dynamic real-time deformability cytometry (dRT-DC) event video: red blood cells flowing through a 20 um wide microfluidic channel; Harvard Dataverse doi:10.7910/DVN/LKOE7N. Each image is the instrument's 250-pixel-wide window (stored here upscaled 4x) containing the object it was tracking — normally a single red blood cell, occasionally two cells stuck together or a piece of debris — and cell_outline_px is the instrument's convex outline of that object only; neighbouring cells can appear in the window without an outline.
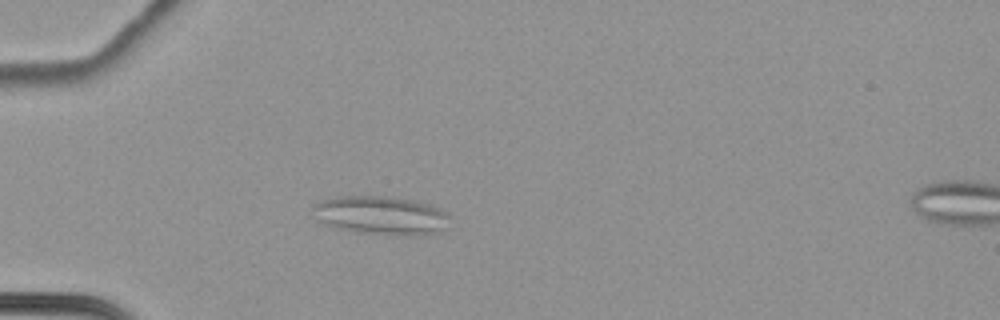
{"species": "common noctule bat (a hibernating species)", "species_latin": "Nyctalus noctula", "temperature_condition": "cold", "stored_images_in_passage": 66, "camera_frame_rate_fps": 3000, "um_per_image_px": 0.085, "animal": {"sex": "female", "body_mass_g": 22.7, "forearm_length_mm": 54.2}, "frame": {"image": 1, "passage_image": 23, "time_ms": 7.333, "image_size_px": [1000, 320], "cell_outline_px": [[448, 228], [440, 232], [420, 236], [404, 236], [356, 232], [324, 224], [316, 220], [312, 208], [312, 204], [320, 200], [336, 196], [388, 196], [412, 200], [428, 204], [440, 208], [448, 216]], "centroid_in_image_um": [32.38, 18.31], "position_along_channel_um": 52.6, "area_um2": 31.27}}
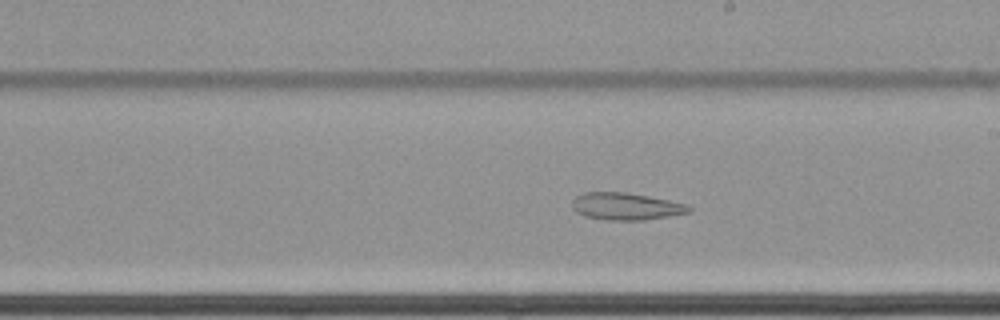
{"frame": {"image": 2, "passage_image": 41, "time_ms": 13.333, "image_size_px": [1000, 320], "cell_outline_px": [[692, 212], [644, 220], [608, 220], [584, 216], [576, 212], [572, 208], [572, 200], [576, 196], [584, 192], [624, 192], [668, 200], [688, 204], [692, 208]], "centroid_in_image_um": [53.2, 17.54], "position_along_channel_um": 235.8, "area_um2": 18.5}}
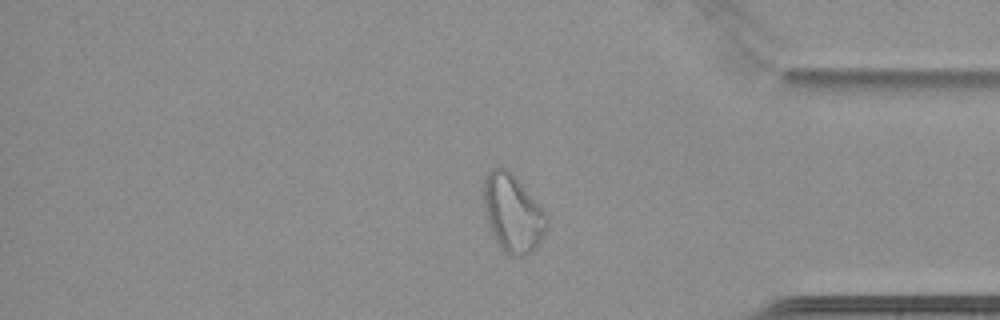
{"frame": {"image": 3, "passage_image": 56, "time_ms": 18.333, "image_size_px": [1000, 320], "cell_outline_px": [[548, 224], [536, 248], [528, 256], [508, 256], [496, 244], [492, 236], [488, 224], [484, 204], [484, 176], [492, 168], [500, 164], [508, 168], [512, 172], [540, 204], [548, 216]], "centroid_in_image_um": [43.58, 18.11], "position_along_channel_um": 391.6, "area_um2": 29.25}, "authors_computed_cell_mechanics": {"area_um2": 29.5647, "velocity_mm_per_s": 3.4206, "shape_relaxation_time_tau1_ms": null, "shape_relaxation_time_tau2_ms": 4.4695, "deformation_change_tau1": null, "deformation_change_tau2": 0.0947}}